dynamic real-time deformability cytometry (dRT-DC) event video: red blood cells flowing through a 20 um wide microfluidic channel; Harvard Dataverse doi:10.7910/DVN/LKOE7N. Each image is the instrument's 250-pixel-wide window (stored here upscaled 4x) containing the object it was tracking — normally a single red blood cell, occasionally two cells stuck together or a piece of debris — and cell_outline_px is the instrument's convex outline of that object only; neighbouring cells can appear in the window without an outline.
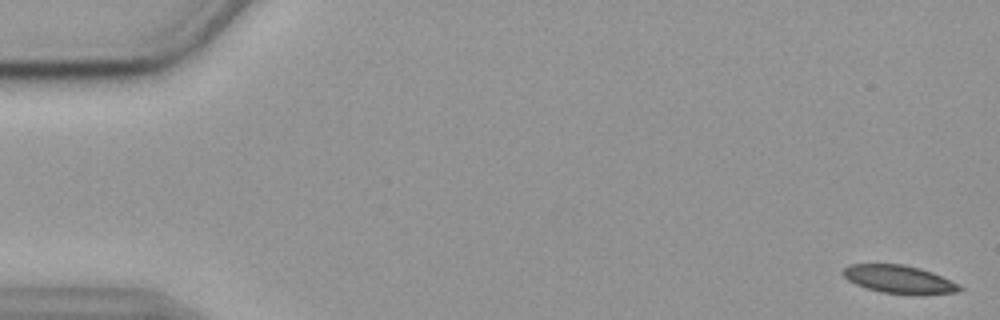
{"species": "common noctule bat (a hibernating species)", "species_latin": "Nyctalus noctula", "temperature_condition": "cold", "stored_images_in_passage": 56, "camera_frame_rate_fps": 3000, "um_per_image_px": 0.085, "animal": {"sex": "female", "body_mass_g": 19.9}, "frame": {"image": 1, "passage_image": 1, "time_ms": 0.0, "image_size_px": [1000, 320], "cell_outline_px": [[964, 288], [956, 292], [880, 292], [856, 284], [848, 280], [840, 272], [848, 264], [904, 264], [920, 268], [932, 272], [960, 284]], "centroid_in_image_um": [76.35, 23.68], "position_along_channel_um": 8.6, "area_um2": 18.32}}
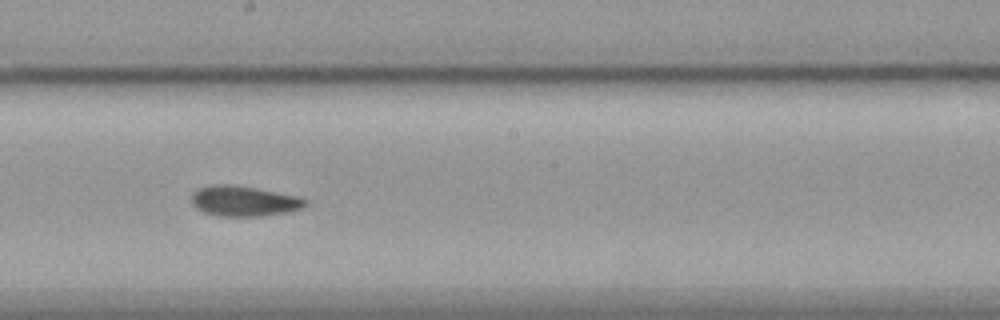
{"frame": {"image": 2, "passage_image": 31, "time_ms": 10.0, "image_size_px": [1000, 320], "cell_outline_px": [[308, 204], [304, 208], [292, 212], [260, 216], [216, 216], [204, 212], [196, 208], [192, 204], [192, 192], [200, 188], [212, 184], [228, 184], [256, 188], [296, 196], [308, 200]], "centroid_in_image_um": [20.76, 17.1], "position_along_channel_um": 227.4, "area_um2": 20.29}}
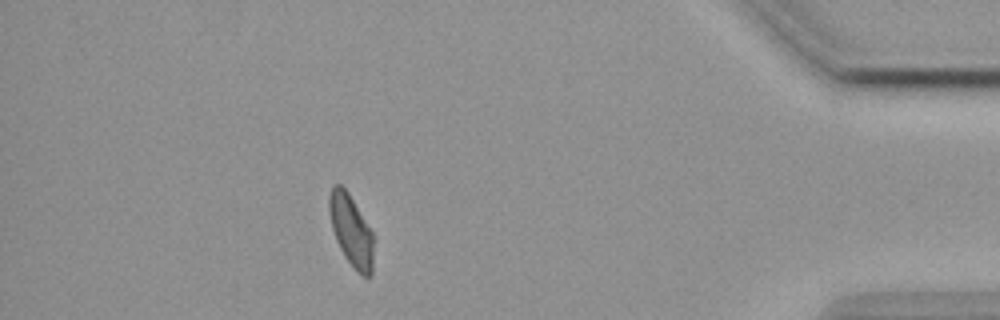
{"frame": {"image": 3, "passage_image": 50, "time_ms": 16.333, "image_size_px": [1000, 320], "cell_outline_px": [[372, 276], [364, 276], [356, 272], [344, 256], [336, 240], [332, 228], [328, 212], [328, 196], [332, 184], [340, 184], [348, 192], [372, 232]], "centroid_in_image_um": [29.8, 19.57], "position_along_channel_um": 405.4, "area_um2": 18.38}, "authors_computed_cell_mechanics": {"area_um2": 19.941, "velocity_mm_per_s": 3.544, "shape_relaxation_time_tau1_ms": null, "shape_relaxation_time_tau2_ms": 4.4632, "deformation_change_tau1": null, "deformation_change_tau2": 0.0827}}